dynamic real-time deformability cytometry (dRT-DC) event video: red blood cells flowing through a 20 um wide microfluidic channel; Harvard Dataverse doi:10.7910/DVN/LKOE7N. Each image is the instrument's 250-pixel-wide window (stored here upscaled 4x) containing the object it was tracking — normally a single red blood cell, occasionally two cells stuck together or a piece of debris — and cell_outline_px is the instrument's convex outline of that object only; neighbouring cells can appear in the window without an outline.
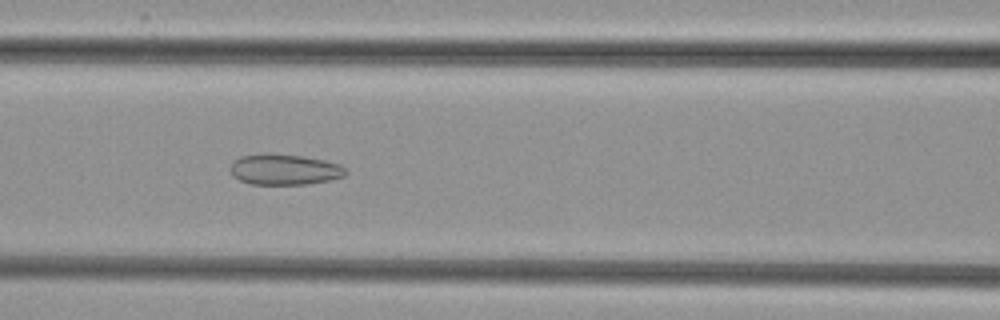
{"species": "common noctule bat (a hibernating species)", "species_latin": "Nyctalus noctula", "temperature_condition": "cold", "stored_images_in_passage": 52, "camera_frame_rate_fps": 3000, "um_per_image_px": 0.085, "animal": {"sex": "female", "body_mass_g": 29.2, "forearm_length_mm": 56.3}, "frame": {"image": 1, "passage_image": 22, "time_ms": 7.0, "image_size_px": [1000, 320], "cell_outline_px": [[348, 172], [344, 176], [332, 180], [308, 184], [248, 184], [232, 176], [228, 168], [240, 156], [300, 156], [324, 160], [340, 164], [348, 168]], "centroid_in_image_um": [24.24, 14.46], "position_along_channel_um": 142.4, "area_um2": 20.17}}
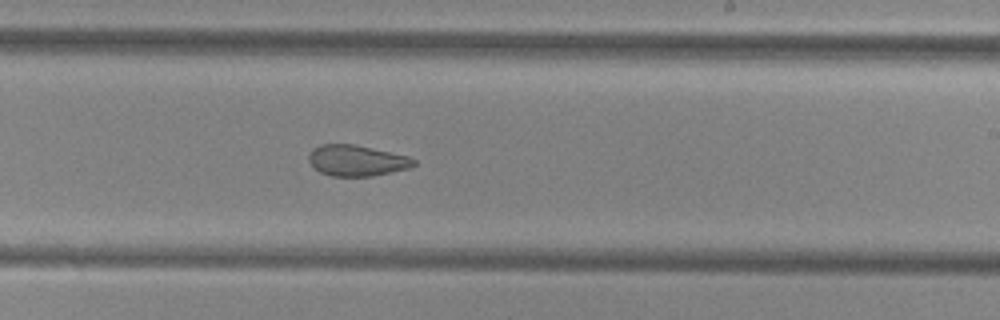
{"frame": {"image": 2, "passage_image": 31, "time_ms": 10.0, "image_size_px": [1000, 320], "cell_outline_px": [[416, 164], [408, 168], [372, 176], [332, 176], [320, 172], [308, 160], [308, 152], [312, 148], [320, 144], [356, 144], [408, 156], [416, 160]], "centroid_in_image_um": [30.3, 13.63], "position_along_channel_um": 258.7, "area_um2": 18.96}}
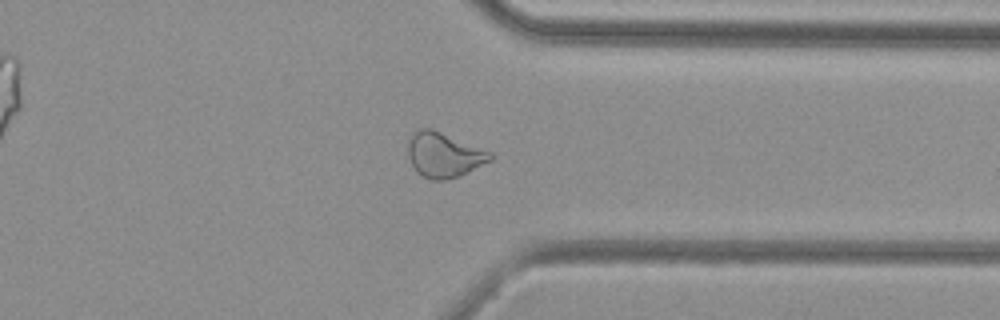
{"frame": {"image": 3, "passage_image": 40, "time_ms": 13.0, "image_size_px": [1000, 320], "cell_outline_px": [[492, 160], [460, 176], [444, 180], [432, 180], [416, 172], [408, 156], [408, 140], [412, 132], [416, 128], [432, 128], [492, 152]], "centroid_in_image_um": [37.71, 13.15], "position_along_channel_um": 373.7, "area_um2": 21.68}}